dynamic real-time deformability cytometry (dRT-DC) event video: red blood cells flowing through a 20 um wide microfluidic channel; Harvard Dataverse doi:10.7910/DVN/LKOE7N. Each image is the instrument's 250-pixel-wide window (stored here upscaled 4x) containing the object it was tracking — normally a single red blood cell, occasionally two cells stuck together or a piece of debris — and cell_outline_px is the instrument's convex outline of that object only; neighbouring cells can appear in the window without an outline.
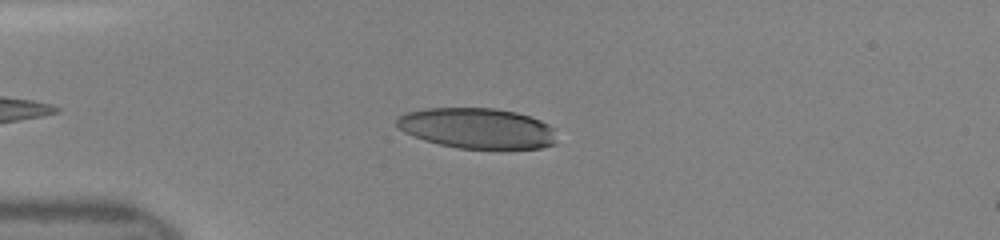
{"species": "human", "species_latin": "Homo sapiens", "temperature_condition": "room temperature", "stored_images_in_passage": 34, "camera_frame_rate_fps": 3000, "um_per_image_px": 0.085, "donor": {"sex": "female"}, "frame": {"image": 1, "passage_image": 6, "time_ms": 1.667, "image_size_px": [1000, 240], "cell_outline_px": [[556, 144], [540, 148], [460, 148], [440, 144], [424, 140], [404, 132], [396, 124], [396, 116], [408, 112], [424, 108], [496, 108], [516, 112], [540, 120], [556, 128]], "centroid_in_image_um": [40.58, 10.89], "position_along_channel_um": 44.4, "area_um2": 37.86}}
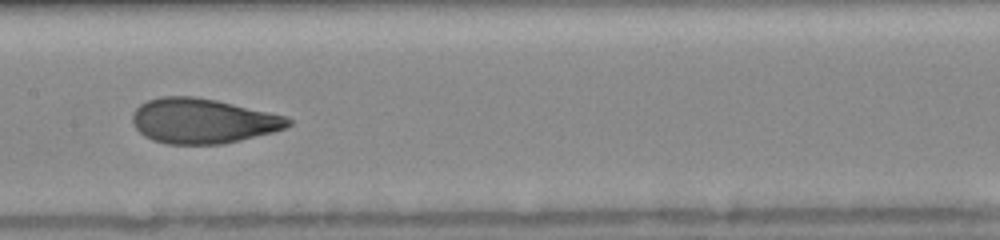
{"frame": {"image": 2, "passage_image": 18, "time_ms": 5.667, "image_size_px": [1000, 240], "cell_outline_px": [[292, 124], [284, 128], [272, 132], [224, 144], [168, 144], [152, 140], [144, 136], [132, 124], [132, 116], [136, 108], [140, 104], [148, 100], [160, 96], [196, 96], [216, 100], [284, 116], [292, 120]], "centroid_in_image_um": [17.19, 10.28], "position_along_channel_um": 190.2, "area_um2": 40.63}}
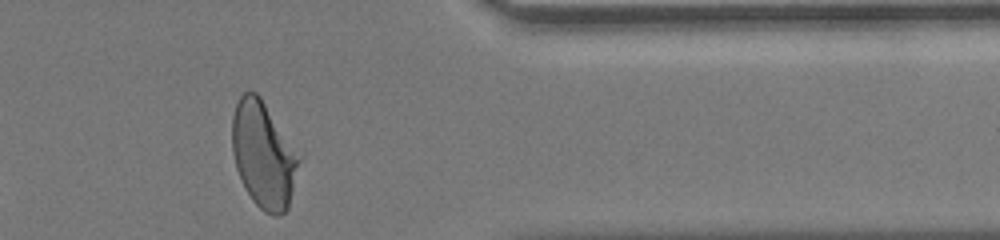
{"frame": {"image": 3, "passage_image": 33, "time_ms": 10.667, "image_size_px": [1000, 240], "cell_outline_px": [[300, 160], [288, 208], [280, 216], [272, 216], [264, 212], [252, 200], [236, 168], [232, 152], [232, 116], [236, 104], [240, 96], [244, 92], [256, 92], [260, 96], [300, 156]], "centroid_in_image_um": [22.38, 13.17], "position_along_channel_um": 389.0, "area_um2": 40.92}}